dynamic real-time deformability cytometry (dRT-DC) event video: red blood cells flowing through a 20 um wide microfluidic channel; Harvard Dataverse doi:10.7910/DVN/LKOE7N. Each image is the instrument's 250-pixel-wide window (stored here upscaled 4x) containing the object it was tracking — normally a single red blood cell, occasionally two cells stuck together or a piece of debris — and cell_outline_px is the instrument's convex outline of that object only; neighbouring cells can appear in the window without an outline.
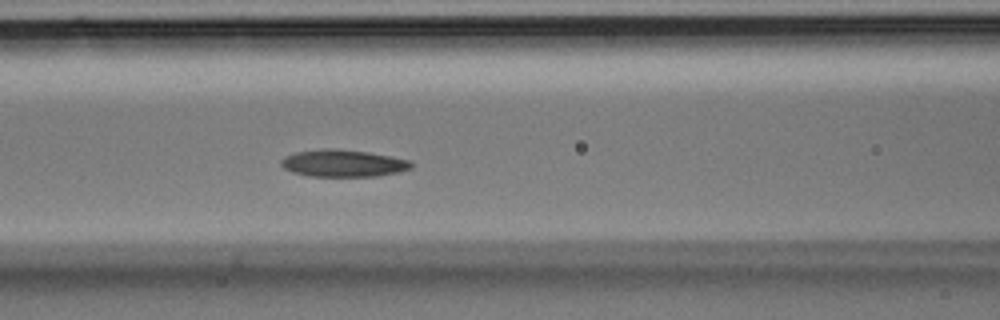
{"species": "Egyptian fruit bat (a non-hibernating species)", "species_latin": "Rousettus aegyptiacus", "temperature_condition": "room temperature", "stored_images_in_passage": 31, "camera_frame_rate_fps": 3000, "um_per_image_px": 0.085, "animal": {"sex": "male"}, "frame": {"image": 1, "passage_image": 8, "time_ms": 2.333, "image_size_px": [1000, 320], "cell_outline_px": [[412, 168], [400, 172], [376, 176], [308, 176], [292, 172], [284, 168], [280, 164], [280, 160], [284, 156], [296, 152], [324, 148], [336, 148], [368, 152], [412, 160]], "centroid_in_image_um": [29.17, 13.87], "position_along_channel_um": 137.4, "area_um2": 20.75}}
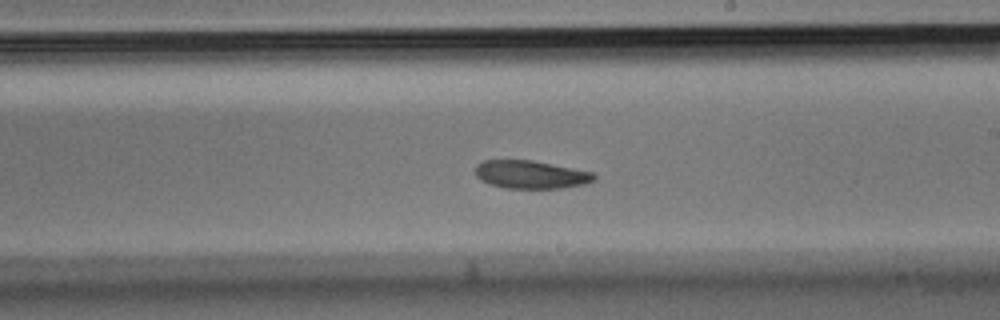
{"frame": {"image": 2, "passage_image": 14, "time_ms": 4.333, "image_size_px": [1000, 320], "cell_outline_px": [[596, 180], [584, 184], [560, 188], [504, 188], [488, 184], [480, 180], [476, 176], [476, 164], [484, 160], [532, 160], [592, 172], [596, 176]], "centroid_in_image_um": [45.09, 14.84], "position_along_channel_um": 243.9, "area_um2": 19.42}}
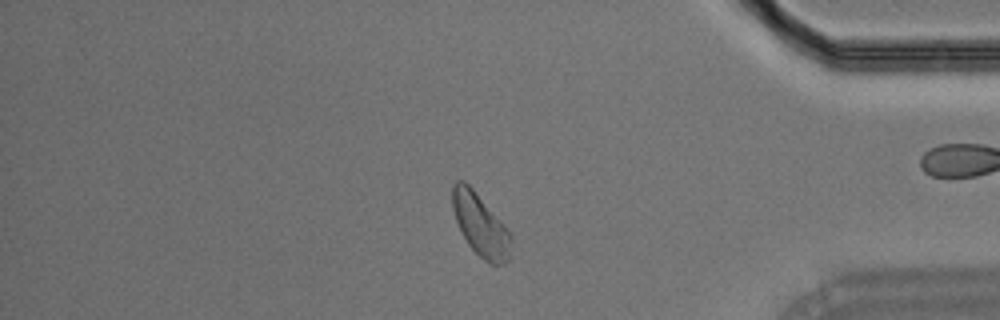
{"frame": {"image": 3, "passage_image": 24, "time_ms": 7.667, "image_size_px": [1000, 320], "cell_outline_px": [[512, 240], [508, 260], [504, 264], [492, 264], [484, 260], [468, 244], [456, 220], [452, 208], [452, 184], [456, 180], [464, 180], [472, 188], [508, 228], [512, 236]], "centroid_in_image_um": [40.84, 19.1], "position_along_channel_um": 394.4, "area_um2": 21.15}}